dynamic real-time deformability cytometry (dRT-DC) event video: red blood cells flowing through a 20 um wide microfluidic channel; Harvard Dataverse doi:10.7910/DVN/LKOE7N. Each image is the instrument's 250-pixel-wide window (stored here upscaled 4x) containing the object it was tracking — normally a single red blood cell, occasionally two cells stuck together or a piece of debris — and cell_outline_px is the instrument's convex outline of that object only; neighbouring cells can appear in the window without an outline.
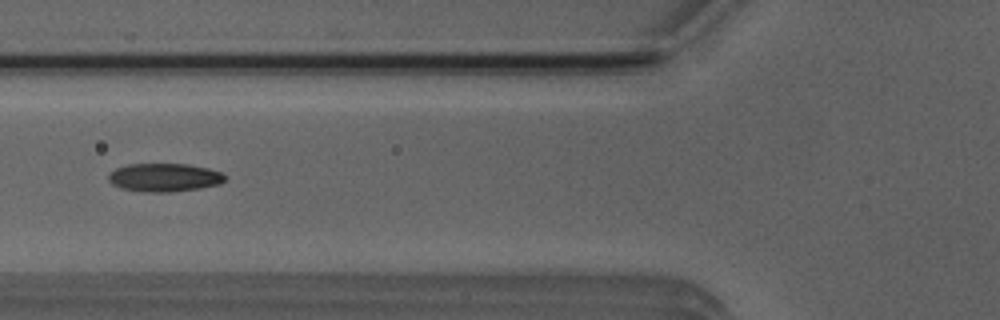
{"species": "Egyptian fruit bat (a non-hibernating species)", "species_latin": "Rousettus aegyptiacus", "temperature_condition": "room temperature", "stored_images_in_passage": 4, "camera_frame_rate_fps": 3000, "um_per_image_px": 0.085, "animal": {"sex": "male"}, "frame": {"image": 1, "passage_image": 4, "time_ms": 4.333, "image_size_px": [1000, 320], "cell_outline_px": [[228, 176], [220, 184], [200, 188], [168, 192], [144, 192], [120, 188], [112, 184], [108, 180], [108, 176], [116, 168], [128, 164], [188, 164], [208, 168], [224, 172]], "centroid_in_image_um": [14.0, 15.08], "position_along_channel_um": 111.8, "area_um2": 19.36}}